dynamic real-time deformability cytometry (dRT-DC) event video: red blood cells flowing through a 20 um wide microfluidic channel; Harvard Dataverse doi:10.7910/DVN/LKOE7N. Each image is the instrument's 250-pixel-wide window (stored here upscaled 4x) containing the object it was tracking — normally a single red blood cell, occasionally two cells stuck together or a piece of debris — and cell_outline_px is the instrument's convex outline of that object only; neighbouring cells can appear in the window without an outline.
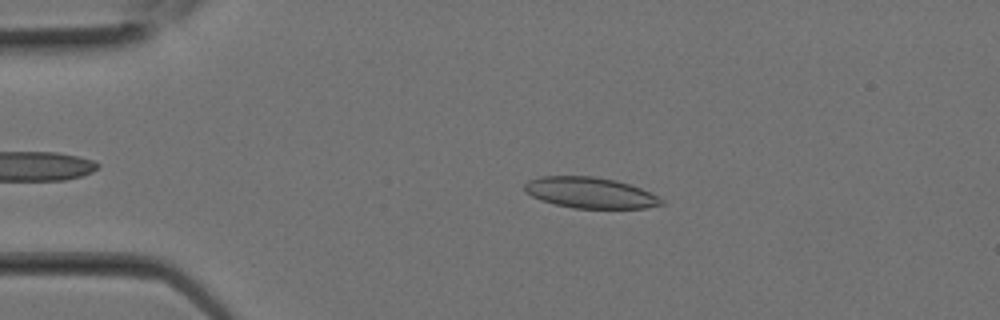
{"species": "Egyptian fruit bat (a non-hibernating species)", "species_latin": "Rousettus aegyptiacus", "temperature_condition": "room temperature", "stored_images_in_passage": 9, "camera_frame_rate_fps": 3000, "um_per_image_px": 0.085, "animal": {"sex": "female"}, "frame": {"image": 1, "passage_image": 2, "time_ms": 0.333, "image_size_px": [1000, 320], "cell_outline_px": [[664, 204], [644, 208], [572, 208], [540, 200], [524, 192], [524, 184], [528, 180], [540, 176], [592, 176], [616, 180], [640, 188], [664, 200]], "centroid_in_image_um": [50.11, 16.38], "position_along_channel_um": 34.9, "area_um2": 24.57}}
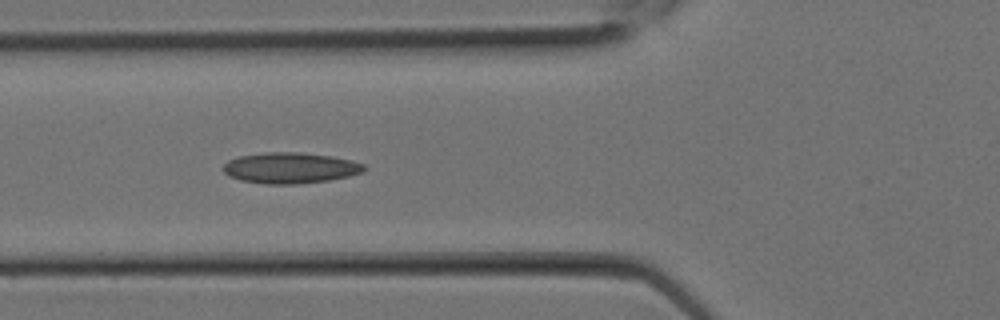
{"frame": {"image": 2, "passage_image": 6, "time_ms": 1.667, "image_size_px": [1000, 320], "cell_outline_px": [[368, 168], [364, 172], [348, 176], [328, 180], [296, 184], [264, 184], [240, 180], [228, 176], [224, 172], [224, 164], [228, 160], [240, 156], [264, 152], [300, 152], [332, 156], [352, 160], [364, 164]], "centroid_in_image_um": [24.69, 14.27], "position_along_channel_um": 101.1, "area_um2": 25.49}}
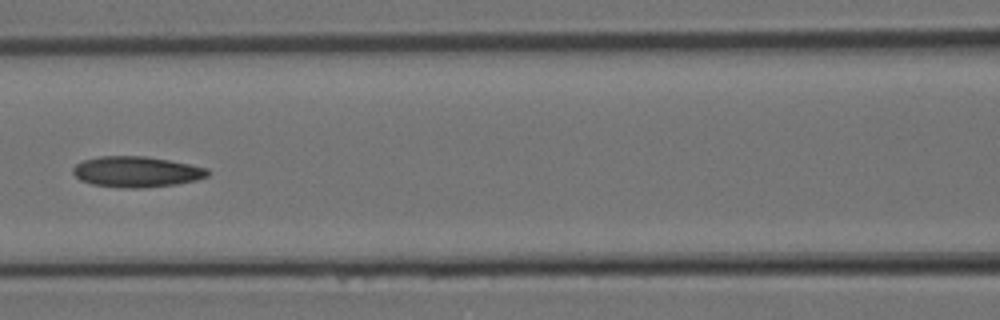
{"frame": {"image": 3, "passage_image": 8, "time_ms": 2.333, "image_size_px": [1000, 320], "cell_outline_px": [[208, 176], [196, 180], [176, 184], [140, 188], [120, 188], [92, 184], [80, 180], [72, 172], [72, 168], [76, 164], [84, 160], [100, 156], [144, 156], [168, 160], [208, 168]], "centroid_in_image_um": [11.57, 14.6], "position_along_channel_um": 155.0, "area_um2": 24.04}}